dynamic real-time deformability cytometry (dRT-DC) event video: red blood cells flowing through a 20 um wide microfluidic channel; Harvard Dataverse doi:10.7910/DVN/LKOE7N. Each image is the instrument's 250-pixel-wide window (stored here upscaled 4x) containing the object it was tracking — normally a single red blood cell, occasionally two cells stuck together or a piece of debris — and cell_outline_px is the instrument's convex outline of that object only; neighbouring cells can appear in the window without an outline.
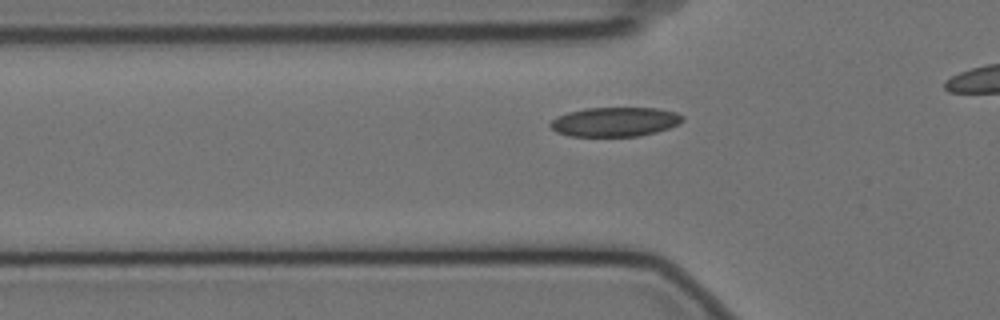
{"species": "Egyptian fruit bat (a non-hibernating species)", "species_latin": "Rousettus aegyptiacus", "temperature_condition": "cold", "stored_images_in_passage": 21, "camera_frame_rate_fps": 3000, "um_per_image_px": 0.085, "animal": {"sex": "female"}, "frame": {"image": 1, "passage_image": 11, "time_ms": 3.333, "image_size_px": [1000, 320], "cell_outline_px": [[684, 120], [680, 124], [656, 132], [640, 136], [568, 136], [556, 132], [548, 124], [556, 116], [568, 112], [584, 108], [656, 108], [676, 112], [684, 116]], "centroid_in_image_um": [52.27, 10.35], "position_along_channel_um": 73.5, "area_um2": 22.77}}
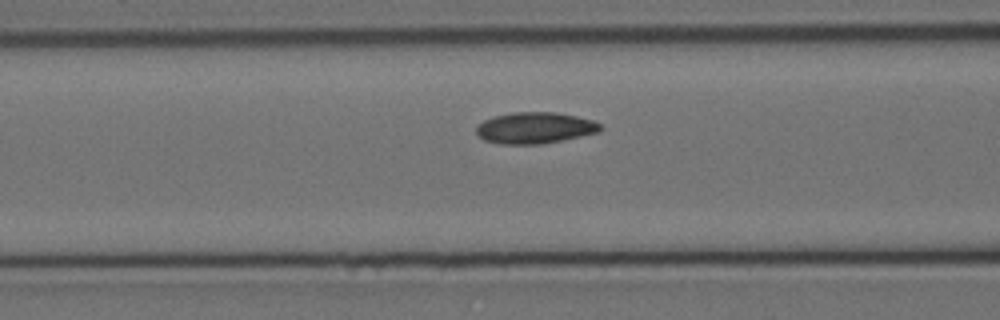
{"frame": {"image": 2, "passage_image": 15, "time_ms": 4.667, "image_size_px": [1000, 320], "cell_outline_px": [[604, 128], [600, 132], [564, 140], [544, 144], [500, 144], [484, 140], [476, 132], [476, 128], [484, 120], [492, 116], [512, 112], [556, 112], [576, 116], [592, 120], [600, 124]], "centroid_in_image_um": [45.49, 10.87], "position_along_channel_um": 121.1, "area_um2": 22.83}}
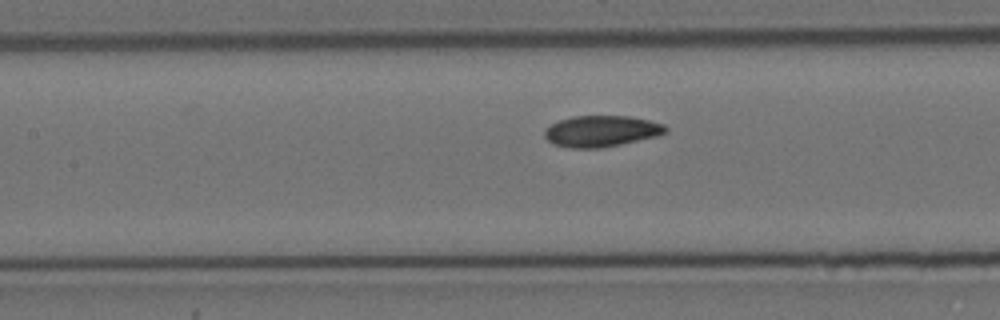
{"frame": {"image": 3, "passage_image": 18, "time_ms": 5.667, "image_size_px": [1000, 320], "cell_outline_px": [[668, 132], [656, 136], [620, 144], [600, 148], [568, 148], [552, 144], [544, 136], [544, 128], [560, 120], [572, 116], [632, 116], [664, 124], [668, 128]], "centroid_in_image_um": [51.1, 11.15], "position_along_channel_um": 156.3, "area_um2": 22.08}}